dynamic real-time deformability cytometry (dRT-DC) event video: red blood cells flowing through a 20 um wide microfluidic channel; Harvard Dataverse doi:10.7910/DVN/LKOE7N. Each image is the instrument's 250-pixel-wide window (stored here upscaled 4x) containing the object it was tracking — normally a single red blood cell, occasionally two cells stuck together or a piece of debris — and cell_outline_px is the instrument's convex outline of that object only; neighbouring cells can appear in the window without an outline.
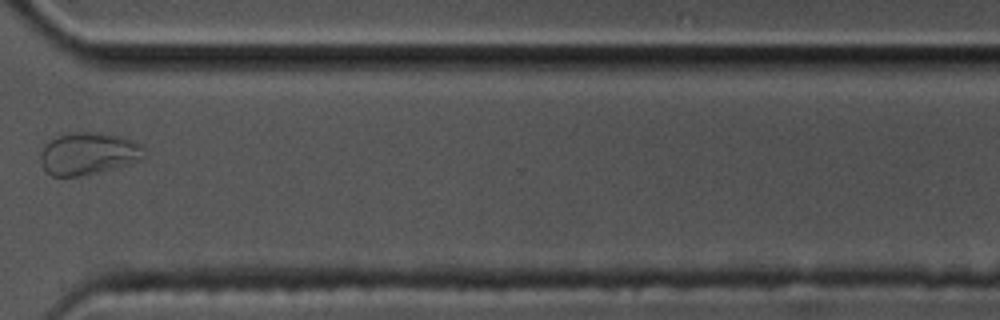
{"species": "common noctule bat (a hibernating species)", "species_latin": "Nyctalus noctula", "temperature_condition": "cold", "stored_images_in_passage": 9, "camera_frame_rate_fps": 3000, "um_per_image_px": 0.085, "animal": {"sex": "male", "body_mass_g": 17.5, "forearm_length_mm": 52.3}, "frame": {"image": 1, "passage_image": 8, "time_ms": 2.333, "image_size_px": [1000, 320], "cell_outline_px": [[148, 152], [144, 156], [128, 164], [100, 172], [80, 176], [52, 176], [44, 168], [40, 160], [40, 152], [44, 144], [56, 132], [96, 132], [120, 136], [140, 144]], "centroid_in_image_um": [7.44, 13.02], "position_along_channel_um": 363.2, "area_um2": 25.95}}